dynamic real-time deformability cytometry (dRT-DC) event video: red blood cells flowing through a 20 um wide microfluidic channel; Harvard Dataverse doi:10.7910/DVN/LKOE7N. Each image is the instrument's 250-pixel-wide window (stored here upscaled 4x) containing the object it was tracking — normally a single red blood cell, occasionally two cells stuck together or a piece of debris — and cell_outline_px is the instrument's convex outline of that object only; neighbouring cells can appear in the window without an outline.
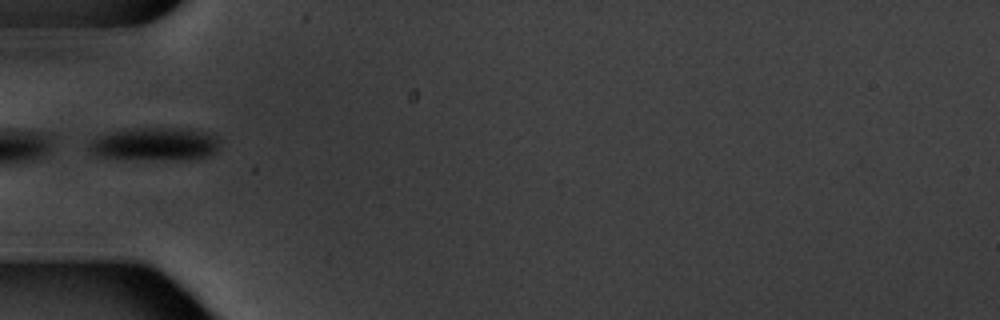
{"species": "common noctule bat (a hibernating species)", "species_latin": "Nyctalus noctula", "temperature_condition": "warm", "stored_images_in_passage": 2, "camera_frame_rate_fps": 3000, "um_per_image_px": 0.085, "animal": {"sex": "male", "body_mass_g": 20.1, "forearm_length_mm": 53.5}, "frame": {"image": 1, "passage_image": 2, "time_ms": 1.333, "image_size_px": [1000, 320], "cell_outline_px": [[220, 140], [216, 152], [204, 156], [164, 160], [92, 156], [88, 148], [88, 144], [96, 136], [124, 128], [180, 128], [208, 132], [216, 136]], "centroid_in_image_um": [13.1, 12.22], "position_along_channel_um": 71.9, "area_um2": 25.2}}